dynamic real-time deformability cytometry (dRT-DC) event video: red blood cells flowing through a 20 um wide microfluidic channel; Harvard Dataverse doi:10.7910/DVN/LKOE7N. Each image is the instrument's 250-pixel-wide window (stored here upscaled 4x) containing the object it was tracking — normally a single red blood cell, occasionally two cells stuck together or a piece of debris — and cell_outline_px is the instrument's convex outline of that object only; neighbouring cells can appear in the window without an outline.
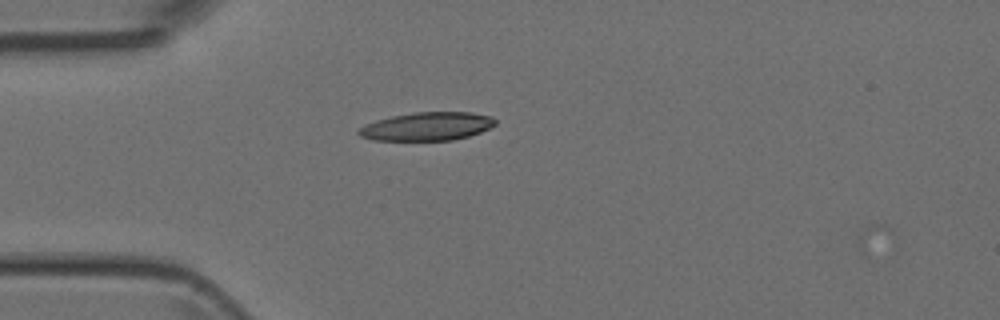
{"species": "Egyptian fruit bat (a non-hibernating species)", "species_latin": "Rousettus aegyptiacus", "temperature_condition": "room temperature", "stored_images_in_passage": 3, "camera_frame_rate_fps": 3000, "um_per_image_px": 0.085, "animal": {"sex": "female"}, "frame": {"image": 1, "passage_image": 1, "time_ms": 0.0, "image_size_px": [1000, 320], "cell_outline_px": [[496, 124], [480, 132], [468, 136], [452, 140], [372, 140], [360, 136], [356, 132], [360, 128], [376, 120], [392, 116], [412, 112], [472, 112], [492, 116], [496, 120]], "centroid_in_image_um": [36.31, 10.74], "position_along_channel_um": 48.7, "area_um2": 22.48}}
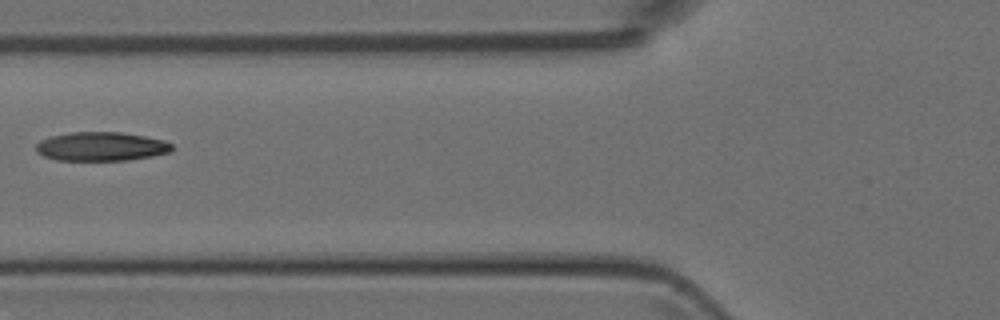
{"frame": {"image": 2, "passage_image": 3, "time_ms": 2.0, "image_size_px": [1000, 320], "cell_outline_px": [[172, 148], [168, 152], [152, 156], [128, 160], [56, 160], [44, 156], [36, 152], [36, 144], [40, 140], [52, 136], [72, 132], [120, 132], [144, 136], [164, 140], [172, 144]], "centroid_in_image_um": [8.58, 12.45], "position_along_channel_um": 117.2, "area_um2": 22.77}}